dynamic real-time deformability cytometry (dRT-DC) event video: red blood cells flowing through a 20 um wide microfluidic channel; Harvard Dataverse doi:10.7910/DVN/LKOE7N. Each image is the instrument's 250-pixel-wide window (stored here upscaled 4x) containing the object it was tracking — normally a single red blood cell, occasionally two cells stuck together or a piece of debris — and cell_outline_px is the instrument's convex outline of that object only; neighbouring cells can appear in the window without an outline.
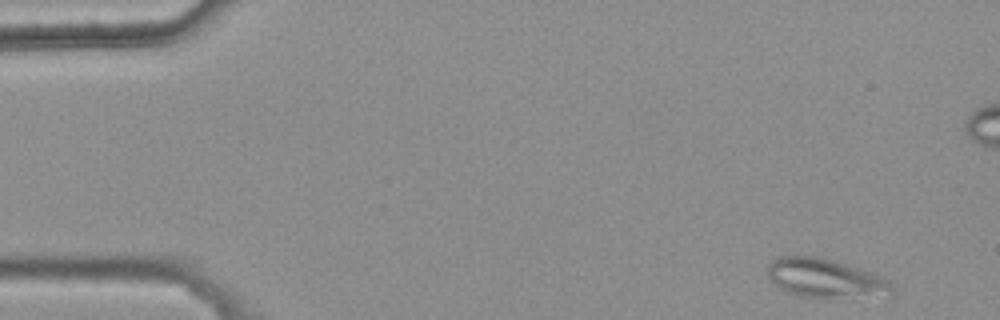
{"species": "common noctule bat (a hibernating species)", "species_latin": "Nyctalus noctula", "temperature_condition": "warm", "stored_images_in_passage": 6, "camera_frame_rate_fps": 3000, "um_per_image_px": 0.085, "animal": {"sex": "female", "body_mass_g": 25.1}, "frame": {"image": 1, "passage_image": 1, "time_ms": 0.0, "image_size_px": [1000, 320], "cell_outline_px": [[892, 288], [828, 300], [804, 296], [788, 292], [780, 288], [768, 280], [768, 264], [772, 260], [780, 256], [816, 256], [848, 264], [880, 276], [888, 280]], "centroid_in_image_um": [69.92, 23.6], "position_along_channel_um": 15.1, "area_um2": 27.11}}